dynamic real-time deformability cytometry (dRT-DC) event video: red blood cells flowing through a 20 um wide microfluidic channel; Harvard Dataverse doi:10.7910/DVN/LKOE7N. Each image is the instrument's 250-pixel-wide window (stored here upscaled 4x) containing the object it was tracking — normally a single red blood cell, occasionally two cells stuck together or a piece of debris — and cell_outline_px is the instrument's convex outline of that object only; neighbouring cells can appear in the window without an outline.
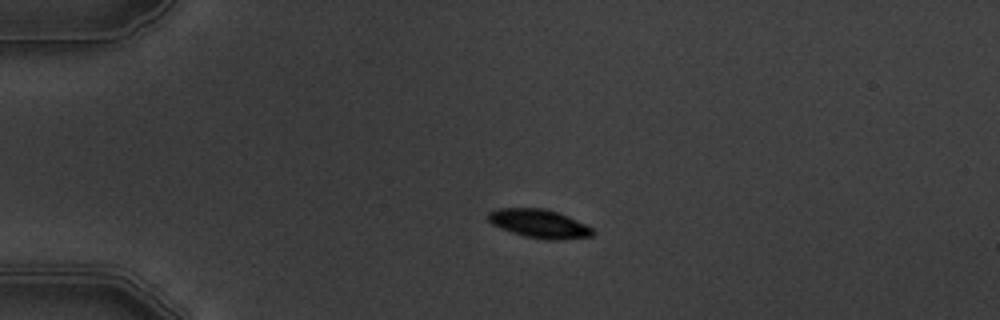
{"species": "common noctule bat (a hibernating species)", "species_latin": "Nyctalus noctula", "temperature_condition": "warm", "stored_images_in_passage": 5, "camera_frame_rate_fps": 3000, "um_per_image_px": 0.085, "animal": {"sex": "male", "body_mass_g": 19.5, "forearm_length_mm": 54.6}, "frame": {"image": 1, "passage_image": 4, "time_ms": 3.333, "image_size_px": [1000, 320], "cell_outline_px": [[596, 232], [592, 236], [560, 240], [548, 240], [524, 236], [500, 228], [492, 224], [488, 220], [488, 212], [496, 208], [544, 208], [568, 216], [592, 228]], "centroid_in_image_um": [45.82, 19.01], "position_along_channel_um": 39.2, "area_um2": 17.4}}